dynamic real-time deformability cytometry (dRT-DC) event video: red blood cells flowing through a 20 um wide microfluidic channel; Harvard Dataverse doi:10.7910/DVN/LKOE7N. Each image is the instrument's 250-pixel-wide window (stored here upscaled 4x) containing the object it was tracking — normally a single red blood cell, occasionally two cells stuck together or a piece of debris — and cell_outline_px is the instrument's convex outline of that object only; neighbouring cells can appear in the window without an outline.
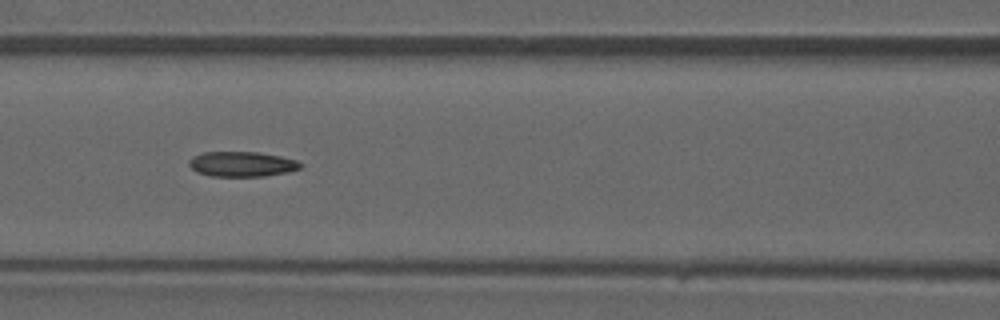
{"species": "common noctule bat (a hibernating species)", "species_latin": "Nyctalus noctula", "temperature_condition": "warm", "stored_images_in_passage": 45, "camera_frame_rate_fps": 3000, "um_per_image_px": 0.085, "animal": {"sex": "male", "forearm_length_mm": 52.5}, "frame": {"image": 1, "passage_image": 20, "time_ms": 6.333, "image_size_px": [1000, 320], "cell_outline_px": [[304, 164], [300, 168], [288, 172], [264, 176], [212, 176], [196, 172], [188, 164], [188, 160], [192, 156], [204, 152], [256, 152], [280, 156], [296, 160]], "centroid_in_image_um": [20.55, 13.94], "position_along_channel_um": 146.1, "area_um2": 16.3}}